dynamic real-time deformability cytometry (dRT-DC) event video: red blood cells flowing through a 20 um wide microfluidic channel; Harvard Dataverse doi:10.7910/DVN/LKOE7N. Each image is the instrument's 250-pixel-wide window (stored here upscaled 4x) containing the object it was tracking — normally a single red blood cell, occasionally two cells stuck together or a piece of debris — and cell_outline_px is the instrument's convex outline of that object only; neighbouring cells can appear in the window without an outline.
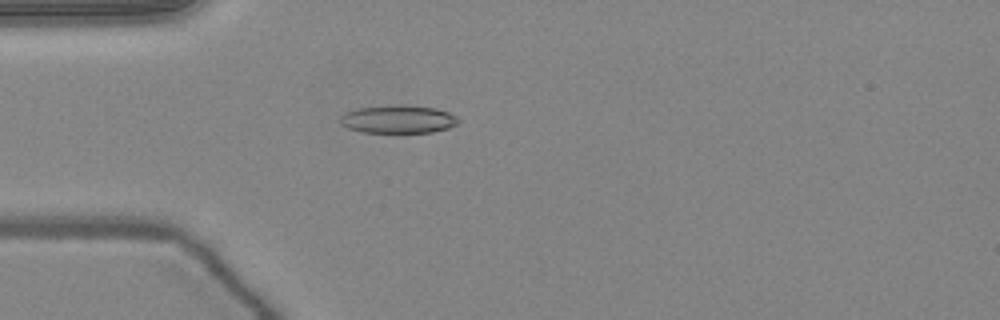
{"species": "common noctule bat (a hibernating species)", "species_latin": "Nyctalus noctula", "temperature_condition": "warm", "stored_images_in_passage": 51, "camera_frame_rate_fps": 3000, "um_per_image_px": 0.085, "animal": {"sex": "female", "body_mass_g": 24.6, "forearm_length_mm": 56.2}, "frame": {"image": 1, "passage_image": 15, "time_ms": 4.667, "image_size_px": [1000, 320], "cell_outline_px": [[460, 120], [456, 124], [448, 128], [432, 132], [360, 132], [348, 128], [340, 124], [340, 116], [344, 112], [356, 108], [400, 104], [404, 104], [436, 108], [448, 112], [456, 116]], "centroid_in_image_um": [33.81, 10.12], "position_along_channel_um": 51.2, "area_um2": 19.48}}
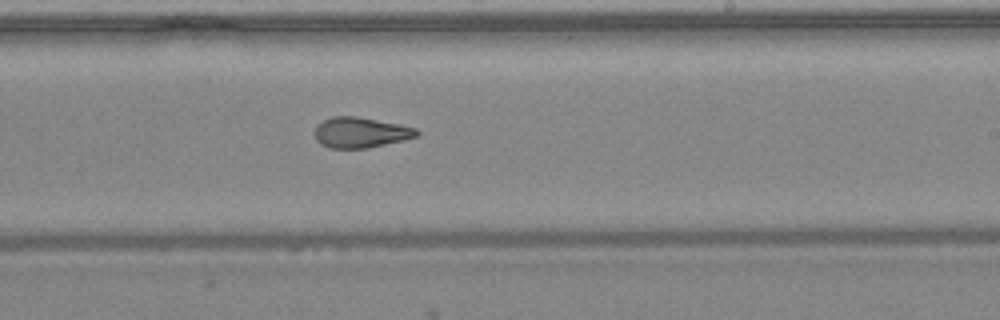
{"frame": {"image": 2, "passage_image": 31, "time_ms": 10.0, "image_size_px": [1000, 320], "cell_outline_px": [[420, 132], [416, 136], [404, 140], [368, 148], [328, 148], [320, 144], [316, 140], [312, 132], [316, 124], [332, 116], [356, 116], [400, 124], [416, 128]], "centroid_in_image_um": [30.6, 11.26], "position_along_channel_um": 258.4, "area_um2": 18.38}}
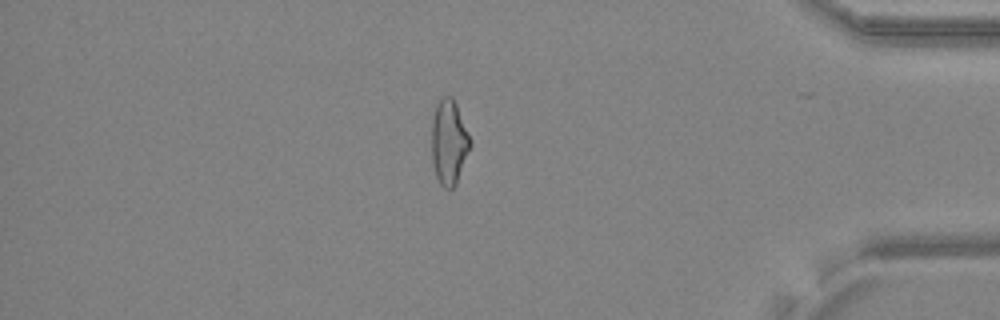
{"frame": {"image": 3, "passage_image": 44, "time_ms": 14.333, "image_size_px": [1000, 320], "cell_outline_px": [[472, 144], [456, 184], [452, 188], [444, 188], [440, 184], [436, 176], [432, 164], [432, 120], [436, 104], [440, 96], [452, 96], [456, 104], [472, 140]], "centroid_in_image_um": [38.16, 12.07], "position_along_channel_um": 397.0, "area_um2": 19.25}, "authors_computed_cell_mechanics": {"area_um2": 19.1896, "velocity_mm_per_s": 4.0533, "shape_relaxation_time_tau1_ms": null, "shape_relaxation_time_tau2_ms": 2.4846, "deformation_change_tau1": null, "deformation_change_tau2": 0.1034}}